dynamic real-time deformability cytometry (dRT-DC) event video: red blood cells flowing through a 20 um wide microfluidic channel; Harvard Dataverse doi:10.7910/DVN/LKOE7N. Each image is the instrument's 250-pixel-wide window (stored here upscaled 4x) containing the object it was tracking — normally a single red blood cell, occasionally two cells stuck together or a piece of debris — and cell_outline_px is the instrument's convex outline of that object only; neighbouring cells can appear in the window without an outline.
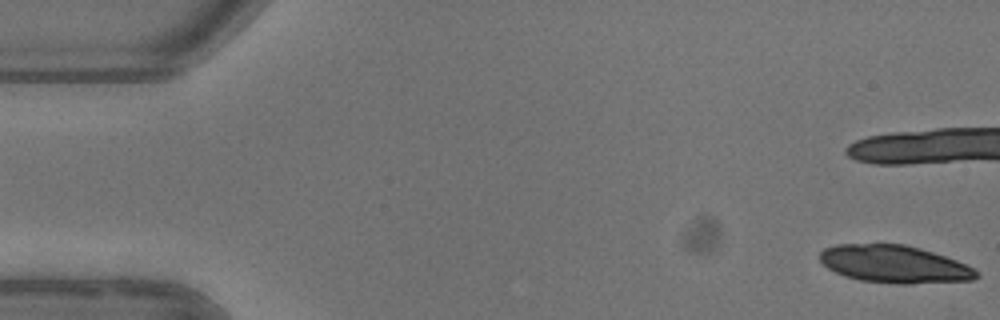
{"species": "common noctule bat (a hibernating species)", "species_latin": "Nyctalus noctula", "temperature_condition": "warm", "stored_images_in_passage": 7, "camera_frame_rate_fps": 3000, "um_per_image_px": 0.085, "animal": {"sex": "female"}, "frame": {"image": 1, "passage_image": 1, "time_ms": 0.0, "image_size_px": [1000, 320], "cell_outline_px": [[980, 276], [972, 280], [912, 284], [896, 284], [860, 280], [844, 276], [828, 268], [820, 260], [820, 252], [824, 248], [836, 244], [904, 244], [920, 248], [956, 260], [980, 272]], "centroid_in_image_um": [76.02, 22.46], "position_along_channel_um": 9.0, "area_um2": 34.28}}